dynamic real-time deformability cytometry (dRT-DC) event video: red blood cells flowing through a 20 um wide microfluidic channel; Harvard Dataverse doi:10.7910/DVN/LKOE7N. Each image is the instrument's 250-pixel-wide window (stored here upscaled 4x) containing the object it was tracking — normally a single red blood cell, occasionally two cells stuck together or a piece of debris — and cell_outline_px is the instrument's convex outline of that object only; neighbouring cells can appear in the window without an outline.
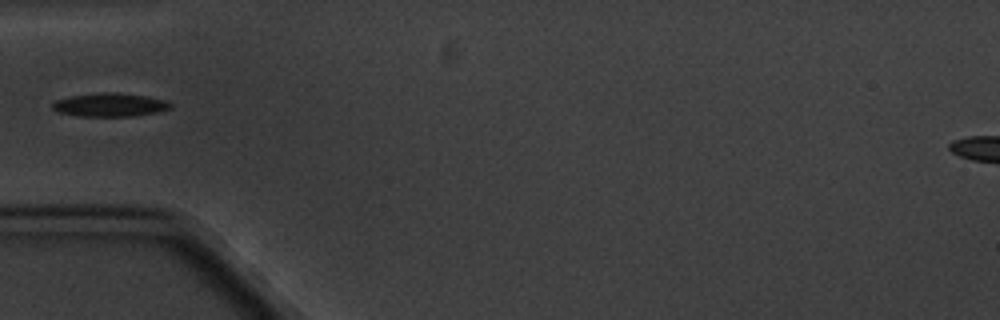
{"species": "common noctule bat (a hibernating species)", "species_latin": "Nyctalus noctula", "temperature_condition": "cold", "stored_images_in_passage": 1, "camera_frame_rate_fps": 3000, "um_per_image_px": 0.085, "animal": {"sex": "male", "body_mass_g": 20.1, "forearm_length_mm": 53.5}, "frame": {"image": 1, "passage_image": 1, "time_ms": 0.0, "image_size_px": [1000, 320], "cell_outline_px": [[172, 108], [156, 112], [132, 116], [80, 116], [60, 112], [52, 108], [52, 104], [56, 100], [72, 96], [104, 92], [116, 92], [144, 96], [164, 100], [172, 104]], "centroid_in_image_um": [9.35, 8.91], "position_along_channel_um": 75.6, "area_um2": 15.84}}